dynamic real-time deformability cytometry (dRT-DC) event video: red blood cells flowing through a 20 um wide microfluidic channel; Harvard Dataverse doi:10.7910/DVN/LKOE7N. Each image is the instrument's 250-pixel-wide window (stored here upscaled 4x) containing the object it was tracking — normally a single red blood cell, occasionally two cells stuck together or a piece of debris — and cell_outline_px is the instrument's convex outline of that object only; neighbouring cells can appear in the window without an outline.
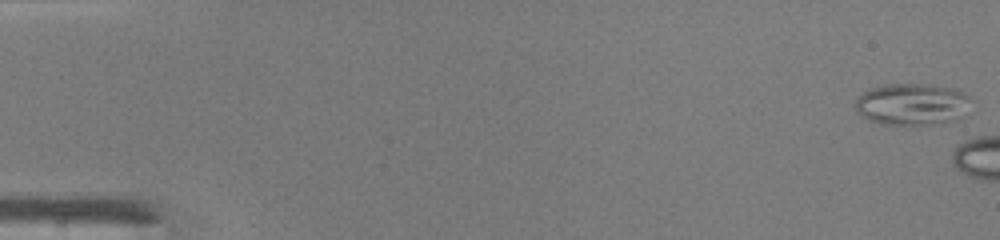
{"species": "common noctule bat (a hibernating species)", "species_latin": "Nyctalus noctula", "temperature_condition": "warm", "stored_images_in_passage": 14, "camera_frame_rate_fps": 3000, "um_per_image_px": 0.085, "animal": {"sex": "male", "body_mass_g": 19.0, "forearm_length_mm": 50.8}, "frame": {"image": 1, "passage_image": 1, "time_ms": 0.0, "image_size_px": [1000, 240], "cell_outline_px": [[976, 100], [964, 116], [952, 120], [920, 124], [884, 124], [868, 120], [856, 112], [856, 100], [864, 92], [872, 88], [888, 84], [932, 84], [956, 88], [972, 96]], "centroid_in_image_um": [77.63, 8.83], "position_along_channel_um": 7.4, "area_um2": 28.44}}
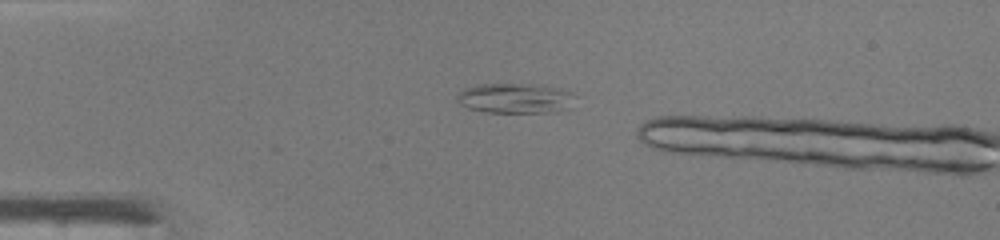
{"frame": {"image": 2, "passage_image": 12, "time_ms": 3.667, "image_size_px": [1000, 240], "cell_outline_px": [[576, 96], [560, 108], [552, 112], [488, 112], [468, 108], [460, 104], [456, 100], [456, 96], [464, 88], [476, 84], [512, 84], [556, 88], [572, 92]], "centroid_in_image_um": [43.64, 8.35], "position_along_channel_um": 41.4, "area_um2": 19.83}}